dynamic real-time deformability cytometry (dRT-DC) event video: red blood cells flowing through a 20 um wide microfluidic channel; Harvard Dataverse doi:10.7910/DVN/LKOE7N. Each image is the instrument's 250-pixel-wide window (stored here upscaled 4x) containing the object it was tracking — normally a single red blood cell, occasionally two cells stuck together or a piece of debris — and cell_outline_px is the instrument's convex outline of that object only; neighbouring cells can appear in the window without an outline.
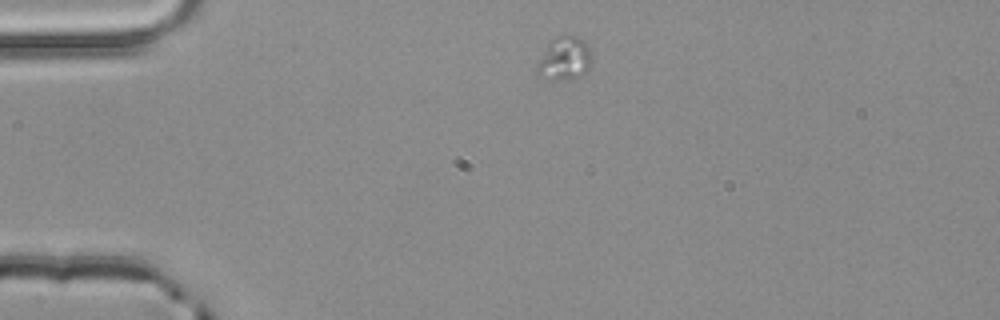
{"species": "common noctule bat (a hibernating species)", "species_latin": "Nyctalus noctula", "temperature_condition": "room temperature", "stored_images_in_passage": 3, "camera_frame_rate_fps": 3000, "um_per_image_px": 0.085, "animal": {"sex": "male", "body_mass_g": 20.4}, "frame": {"image": 1, "passage_image": 1, "time_ms": 0.0, "image_size_px": [1000, 320], "cell_outline_px": [[592, 60], [588, 68], [580, 76], [568, 80], [548, 80], [536, 76], [532, 72], [548, 40], [564, 32], [576, 36], [584, 40], [592, 56]], "centroid_in_image_um": [47.89, 4.97], "position_along_channel_um": 37.1, "area_um2": 14.68}}